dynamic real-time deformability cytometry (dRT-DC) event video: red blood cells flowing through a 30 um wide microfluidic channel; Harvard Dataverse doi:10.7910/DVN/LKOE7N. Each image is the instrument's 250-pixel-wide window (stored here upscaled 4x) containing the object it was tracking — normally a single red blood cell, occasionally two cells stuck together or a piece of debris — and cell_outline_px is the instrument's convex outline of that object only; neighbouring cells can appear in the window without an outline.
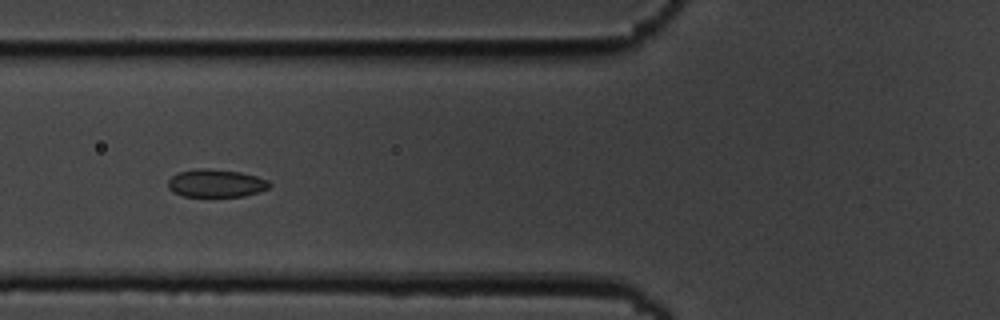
{"species": "common noctule bat (a hibernating species)", "species_latin": "Nyctalus noctula", "temperature_condition": "cold", "stored_images_in_passage": 7, "camera_frame_rate_fps": 3000, "um_per_image_px": 0.085, "animal": {"sex": "male", "body_mass_g": 19.5, "forearm_length_mm": 54.6}, "frame": {"image": 1, "passage_image": 6, "time_ms": 6.0, "image_size_px": [1000, 320], "cell_outline_px": [[272, 184], [268, 188], [260, 192], [244, 196], [184, 196], [172, 192], [168, 188], [168, 180], [172, 176], [180, 172], [196, 168], [208, 168], [240, 172], [256, 176], [268, 180]], "centroid_in_image_um": [18.37, 15.57], "position_along_channel_um": 107.4, "area_um2": 16.53}}
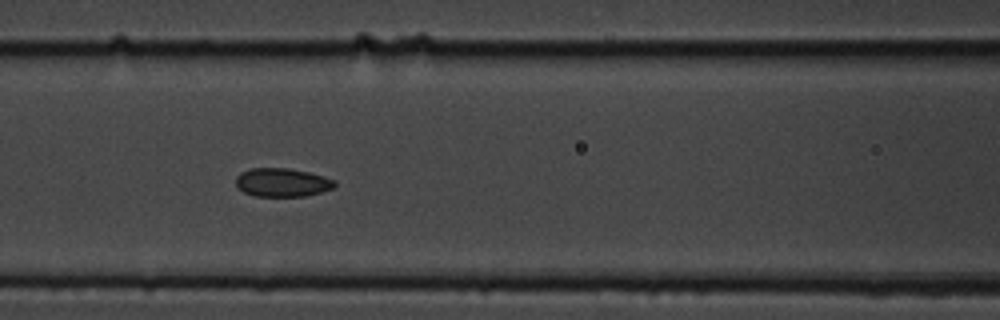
{"frame": {"image": 2, "passage_image": 7, "time_ms": 7.0, "image_size_px": [1000, 320], "cell_outline_px": [[336, 184], [332, 188], [320, 192], [304, 196], [256, 196], [244, 192], [236, 188], [236, 176], [240, 172], [248, 168], [288, 168], [308, 172], [324, 176], [336, 180]], "centroid_in_image_um": [23.95, 15.5], "position_along_channel_um": 142.6, "area_um2": 16.53}}